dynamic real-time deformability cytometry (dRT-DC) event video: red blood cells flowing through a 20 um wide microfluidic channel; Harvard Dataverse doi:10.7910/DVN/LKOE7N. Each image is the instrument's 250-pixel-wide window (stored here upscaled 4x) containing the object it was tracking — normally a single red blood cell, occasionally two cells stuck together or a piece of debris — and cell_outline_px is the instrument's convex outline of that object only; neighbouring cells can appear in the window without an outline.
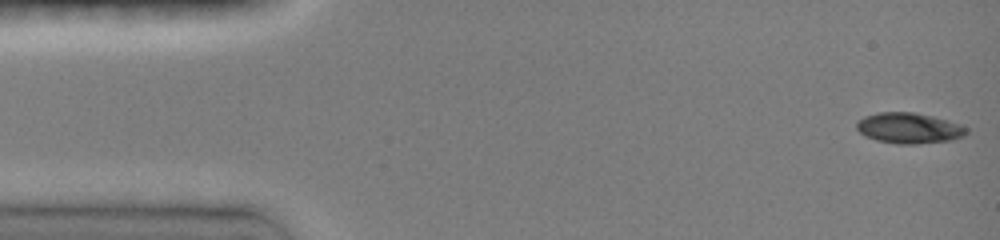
{"species": "common noctule bat (a hibernating species)", "species_latin": "Nyctalus noctula", "temperature_condition": "room temperature", "stored_images_in_passage": 32, "camera_frame_rate_fps": 3000, "um_per_image_px": 0.085, "animal": {"sex": "female", "body_mass_g": 19.0, "forearm_length_mm": 51.5}, "frame": {"image": 1, "passage_image": 1, "time_ms": 0.0, "image_size_px": [1000, 240], "cell_outline_px": [[968, 132], [964, 136], [952, 140], [916, 144], [896, 144], [876, 140], [864, 136], [856, 128], [856, 120], [864, 116], [876, 112], [912, 112], [932, 116], [960, 124], [968, 128]], "centroid_in_image_um": [77.23, 10.89], "position_along_channel_um": 7.8, "area_um2": 19.83}}
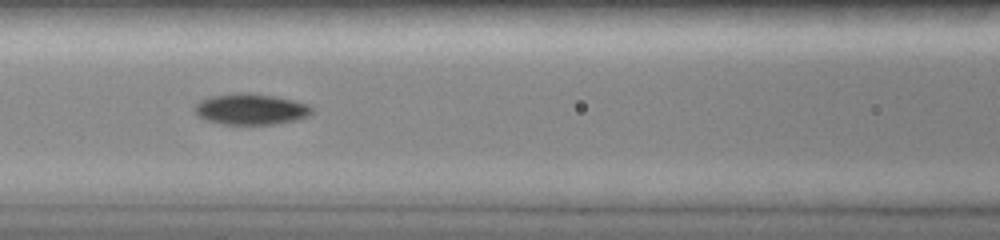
{"frame": {"image": 2, "passage_image": 13, "time_ms": 6.333, "image_size_px": [1000, 240], "cell_outline_px": [[312, 112], [308, 116], [296, 120], [276, 124], [220, 124], [204, 120], [196, 116], [192, 108], [200, 100], [212, 96], [236, 92], [248, 92], [276, 96], [308, 104], [312, 108]], "centroid_in_image_um": [21.26, 9.28], "position_along_channel_um": 145.3, "area_um2": 21.5}}
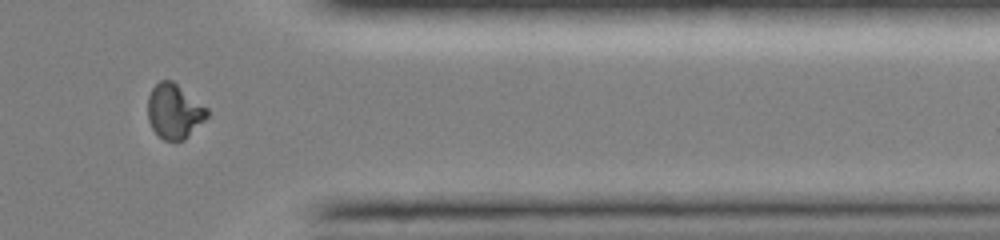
{"frame": {"image": 3, "passage_image": 28, "time_ms": 12.667, "image_size_px": [1000, 240], "cell_outline_px": [[208, 116], [184, 140], [164, 140], [152, 128], [148, 120], [148, 96], [152, 88], [160, 80], [172, 80], [208, 108]], "centroid_in_image_um": [14.8, 9.44], "position_along_channel_um": 396.6, "area_um2": 18.73}, "authors_computed_cell_mechanics": {"area_um2": 19.8543, "velocity_mm_per_s": 4.0346, "shape_relaxation_time_tau1_ms": 6.4965, "shape_relaxation_time_tau2_ms": 2.4066, "deformation_change_tau1": 0.2324, "deformation_change_tau2": 0.042}}